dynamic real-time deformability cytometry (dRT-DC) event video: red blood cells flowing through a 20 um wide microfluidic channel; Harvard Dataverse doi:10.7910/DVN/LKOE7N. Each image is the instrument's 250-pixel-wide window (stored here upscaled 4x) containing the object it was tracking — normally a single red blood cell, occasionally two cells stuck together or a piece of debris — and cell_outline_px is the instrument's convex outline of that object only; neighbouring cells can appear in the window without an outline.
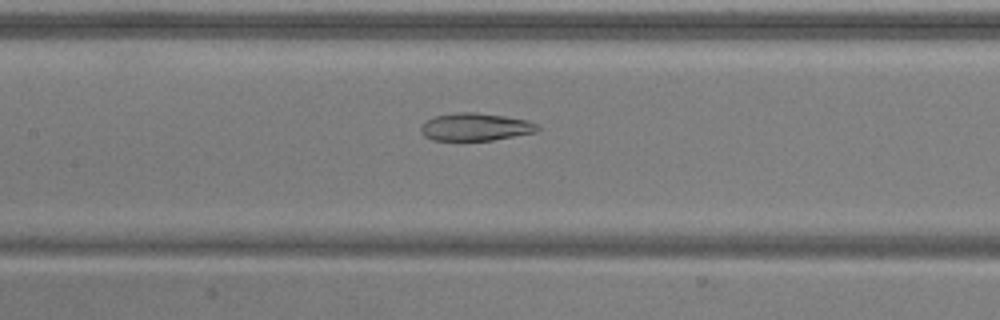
{"species": "common noctule bat (a hibernating species)", "species_latin": "Nyctalus noctula", "temperature_condition": "warm", "stored_images_in_passage": 51, "camera_frame_rate_fps": 3000, "um_per_image_px": 0.085, "animal": {"sex": "male", "body_mass_g": 20.5, "forearm_length_mm": 52.5}, "frame": {"image": 1, "passage_image": 24, "time_ms": 7.667, "image_size_px": [1000, 320], "cell_outline_px": [[540, 128], [536, 132], [492, 140], [432, 140], [424, 136], [420, 132], [420, 124], [436, 116], [456, 112], [476, 112], [504, 116], [528, 120], [536, 124]], "centroid_in_image_um": [40.39, 10.79], "position_along_channel_um": 167.0, "area_um2": 18.79}}
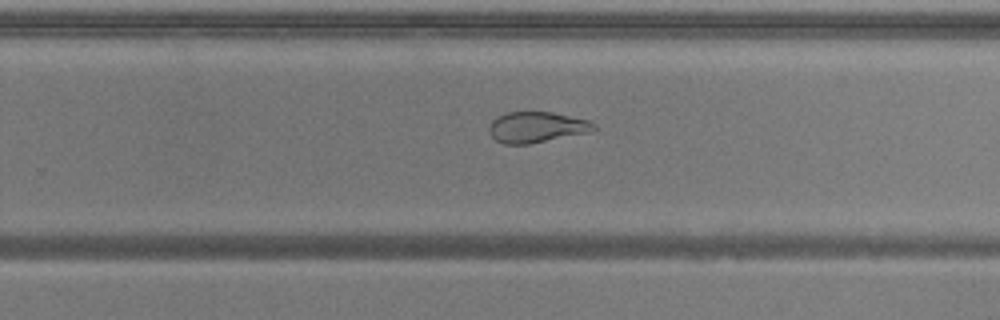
{"frame": {"image": 2, "passage_image": 33, "time_ms": 10.667, "image_size_px": [1000, 320], "cell_outline_px": [[596, 128], [588, 132], [528, 144], [504, 144], [496, 140], [488, 132], [488, 128], [492, 120], [496, 116], [508, 112], [552, 112], [588, 120], [596, 124]], "centroid_in_image_um": [45.57, 10.8], "position_along_channel_um": 284.2, "area_um2": 18.67}}
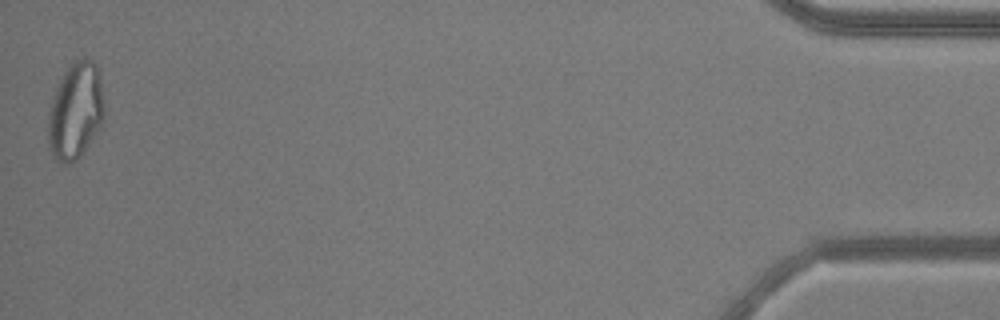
{"frame": {"image": 3, "passage_image": 51, "time_ms": 16.667, "image_size_px": [1000, 320], "cell_outline_px": [[104, 120], [100, 128], [80, 156], [72, 164], [64, 164], [56, 160], [52, 156], [48, 148], [48, 112], [56, 88], [64, 72], [72, 60], [84, 56], [92, 60], [96, 64], [100, 80], [104, 100]], "centroid_in_image_um": [6.41, 9.43], "position_along_channel_um": 428.8, "area_um2": 32.08}, "authors_computed_cell_mechanics": {"area_um2": 25.9522, "velocity_mm_per_s": 3.9232, "shape_relaxation_time_tau1_ms": null, "shape_relaxation_time_tau2_ms": 2.19, "deformation_change_tau1": null, "deformation_change_tau2": 0.0972}}